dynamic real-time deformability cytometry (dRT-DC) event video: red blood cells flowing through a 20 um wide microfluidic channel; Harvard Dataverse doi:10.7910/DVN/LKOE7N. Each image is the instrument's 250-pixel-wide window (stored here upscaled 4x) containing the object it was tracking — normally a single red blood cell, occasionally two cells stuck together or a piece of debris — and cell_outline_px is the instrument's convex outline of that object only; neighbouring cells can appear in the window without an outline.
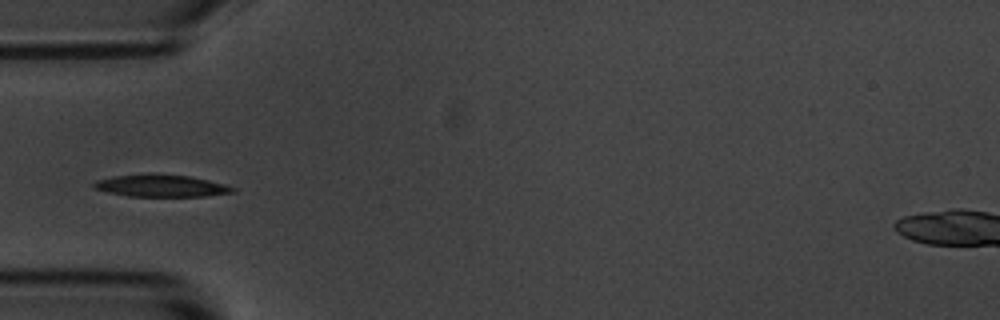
{"species": "common noctule bat (a hibernating species)", "species_latin": "Nyctalus noctula", "temperature_condition": "room temperature", "stored_images_in_passage": 5, "camera_frame_rate_fps": 3000, "um_per_image_px": 0.085, "animal": {"sex": "male", "body_mass_g": 20.1, "forearm_length_mm": 53.5}, "frame": {"image": 1, "passage_image": 5, "time_ms": 5.333, "image_size_px": [1000, 320], "cell_outline_px": [[236, 192], [208, 196], [128, 196], [108, 192], [92, 188], [92, 184], [96, 180], [112, 176], [148, 172], [152, 172], [188, 176], [208, 180], [224, 184], [236, 188]], "centroid_in_image_um": [13.66, 15.77], "position_along_channel_um": 71.3, "area_um2": 18.32}}